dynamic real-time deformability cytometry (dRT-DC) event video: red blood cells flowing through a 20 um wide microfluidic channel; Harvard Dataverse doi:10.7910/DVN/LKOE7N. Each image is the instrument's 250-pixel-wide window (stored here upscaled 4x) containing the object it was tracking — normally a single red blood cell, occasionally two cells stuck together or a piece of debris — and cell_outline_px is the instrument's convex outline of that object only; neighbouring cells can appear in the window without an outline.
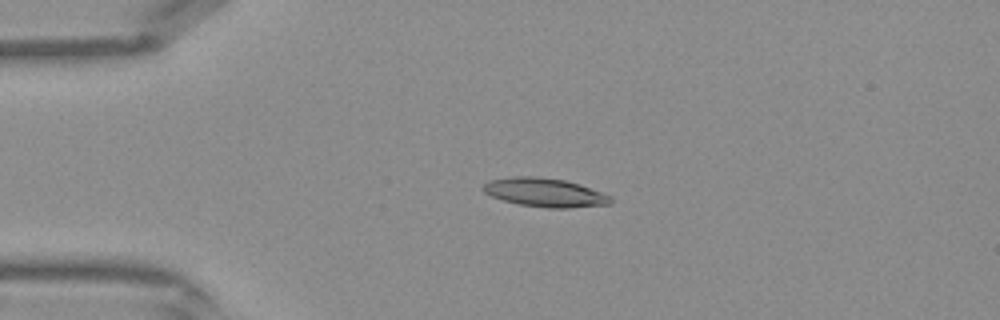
{"species": "Egyptian fruit bat (a non-hibernating species)", "species_latin": "Rousettus aegyptiacus", "temperature_condition": "warm", "stored_images_in_passage": 37, "camera_frame_rate_fps": 3000, "um_per_image_px": 0.085, "frame": {"image": 1, "passage_image": 5, "time_ms": 1.333, "image_size_px": [1000, 320], "cell_outline_px": [[612, 200], [608, 204], [568, 208], [548, 208], [520, 204], [504, 200], [492, 196], [484, 192], [480, 188], [488, 180], [512, 176], [536, 176], [564, 180], [580, 184], [612, 196]], "centroid_in_image_um": [46.29, 16.35], "position_along_channel_um": 38.7, "area_um2": 21.33}}
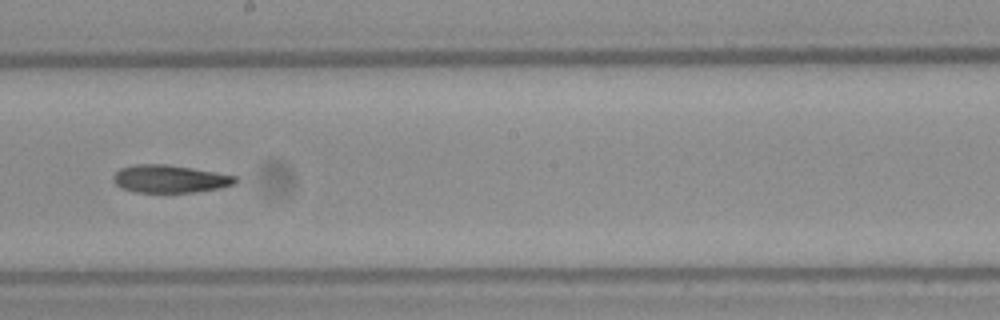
{"frame": {"image": 2, "passage_image": 19, "time_ms": 6.0, "image_size_px": [1000, 320], "cell_outline_px": [[240, 180], [236, 184], [220, 188], [192, 192], [136, 192], [120, 188], [112, 180], [112, 176], [120, 168], [136, 164], [164, 164], [192, 168], [216, 172], [236, 176]], "centroid_in_image_um": [14.44, 15.2], "position_along_channel_um": 233.8, "area_um2": 19.83}}
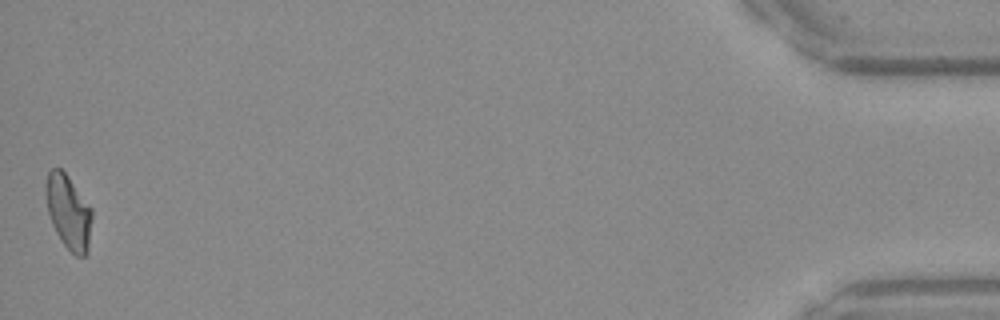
{"frame": {"image": 3, "passage_image": 37, "time_ms": 12.0, "image_size_px": [1000, 320], "cell_outline_px": [[92, 216], [88, 252], [84, 256], [76, 256], [64, 244], [56, 232], [52, 224], [48, 212], [44, 192], [44, 184], [48, 172], [52, 168], [60, 168], [68, 176], [92, 208]], "centroid_in_image_um": [5.81, 17.99], "position_along_channel_um": 429.4, "area_um2": 20.06}}